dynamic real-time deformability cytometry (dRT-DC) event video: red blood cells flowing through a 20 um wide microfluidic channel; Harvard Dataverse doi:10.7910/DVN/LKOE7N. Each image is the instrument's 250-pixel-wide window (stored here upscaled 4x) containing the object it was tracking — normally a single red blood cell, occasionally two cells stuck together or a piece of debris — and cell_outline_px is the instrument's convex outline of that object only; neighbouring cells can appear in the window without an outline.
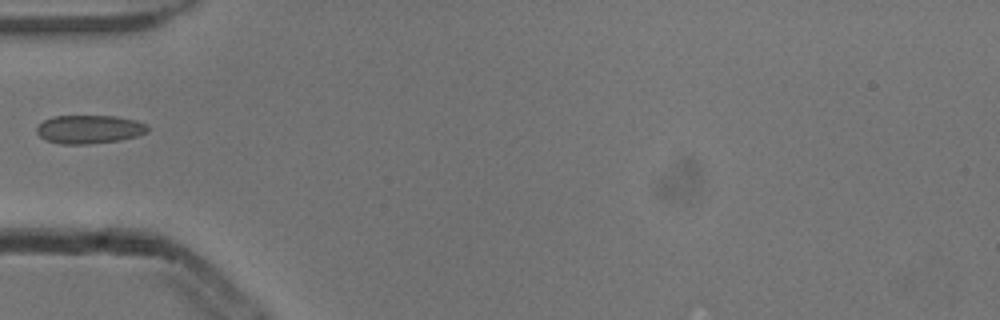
{"species": "common noctule bat (a hibernating species)", "species_latin": "Nyctalus noctula", "temperature_condition": "cold", "stored_images_in_passage": 2, "camera_frame_rate_fps": 3000, "um_per_image_px": 0.085, "animal": {"sex": "male", "body_mass_g": 13.3}, "frame": {"image": 1, "passage_image": 1, "time_ms": 0.0, "image_size_px": [1000, 320], "cell_outline_px": [[148, 132], [136, 136], [120, 140], [88, 144], [60, 144], [44, 140], [36, 132], [36, 128], [44, 120], [52, 116], [116, 116], [136, 120], [148, 124]], "centroid_in_image_um": [7.59, 10.99], "position_along_channel_um": 77.4, "area_um2": 18.55}}
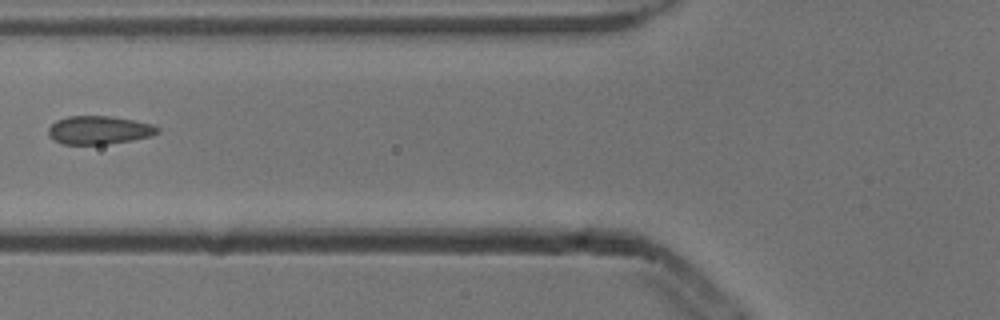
{"frame": {"image": 2, "passage_image": 2, "time_ms": 0.333, "image_size_px": [1000, 320], "cell_outline_px": [[160, 132], [152, 136], [132, 140], [104, 144], [60, 144], [48, 136], [48, 128], [56, 120], [68, 116], [112, 116], [152, 124], [160, 128]], "centroid_in_image_um": [8.41, 11.06], "position_along_channel_um": 117.4, "area_um2": 18.09}}